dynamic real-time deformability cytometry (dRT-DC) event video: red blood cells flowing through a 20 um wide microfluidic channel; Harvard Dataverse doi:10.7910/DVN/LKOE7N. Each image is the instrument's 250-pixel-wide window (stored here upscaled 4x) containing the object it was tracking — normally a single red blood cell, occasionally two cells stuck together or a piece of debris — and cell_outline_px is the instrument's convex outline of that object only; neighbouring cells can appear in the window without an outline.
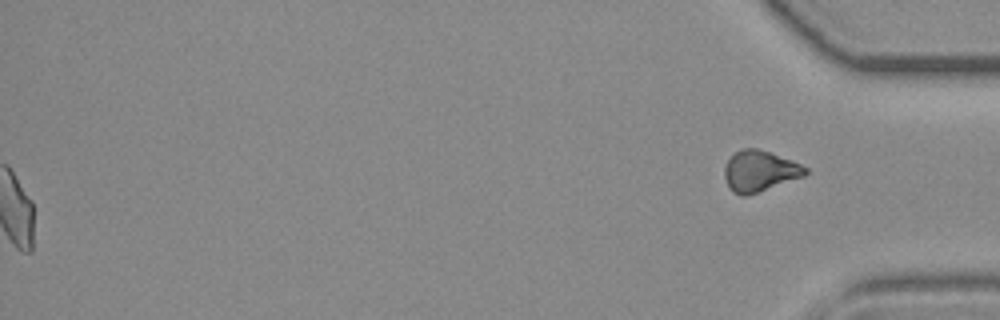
{"species": "common noctule bat (a hibernating species)", "species_latin": "Nyctalus noctula", "temperature_condition": "room temperature", "stored_images_in_passage": 45, "segment_of_instrument_passage": [2, 2], "camera_frame_rate_fps": 3000, "um_per_image_px": 0.085, "animal": {"sex": "female", "body_mass_g": 19.3, "forearm_length_mm": 54.1}, "frame": {"image": 1, "passage_image": 45, "time_ms": 14.667, "image_size_px": [1000, 320], "cell_outline_px": [[808, 172], [804, 176], [748, 196], [740, 196], [732, 192], [728, 188], [724, 176], [724, 168], [728, 160], [736, 152], [744, 148], [756, 148], [768, 152], [800, 164], [808, 168]], "centroid_in_image_um": [64.54, 14.57], "position_along_channel_um": 370.7, "area_um2": 19.19}}